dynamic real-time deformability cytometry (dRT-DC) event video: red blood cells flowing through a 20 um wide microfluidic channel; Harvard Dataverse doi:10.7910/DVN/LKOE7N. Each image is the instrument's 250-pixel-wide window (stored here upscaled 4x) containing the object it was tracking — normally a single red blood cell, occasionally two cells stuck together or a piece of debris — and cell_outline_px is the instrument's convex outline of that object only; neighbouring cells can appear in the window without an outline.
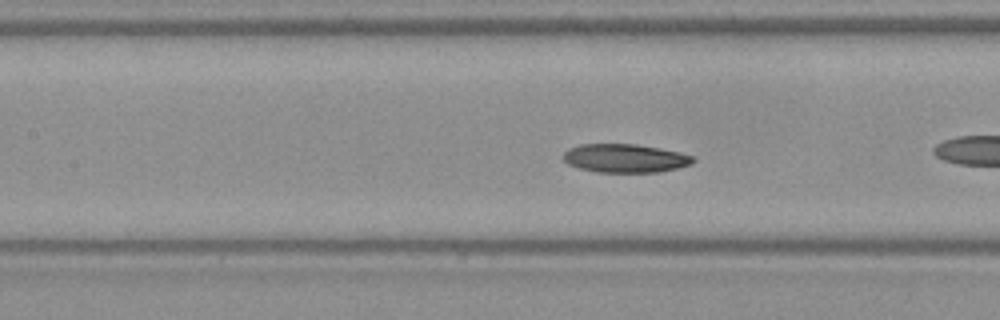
{"species": "Egyptian fruit bat (a non-hibernating species)", "species_latin": "Rousettus aegyptiacus", "temperature_condition": "warm", "stored_images_in_passage": 25, "camera_frame_rate_fps": 3000, "um_per_image_px": 0.085, "frame": {"image": 1, "passage_image": 8, "time_ms": 2.333, "image_size_px": [1000, 320], "cell_outline_px": [[696, 160], [692, 164], [660, 172], [596, 172], [580, 168], [568, 164], [560, 156], [568, 148], [580, 144], [636, 144], [660, 148], [680, 152], [692, 156]], "centroid_in_image_um": [53.11, 13.45], "position_along_channel_um": 154.3, "area_um2": 21.73}}
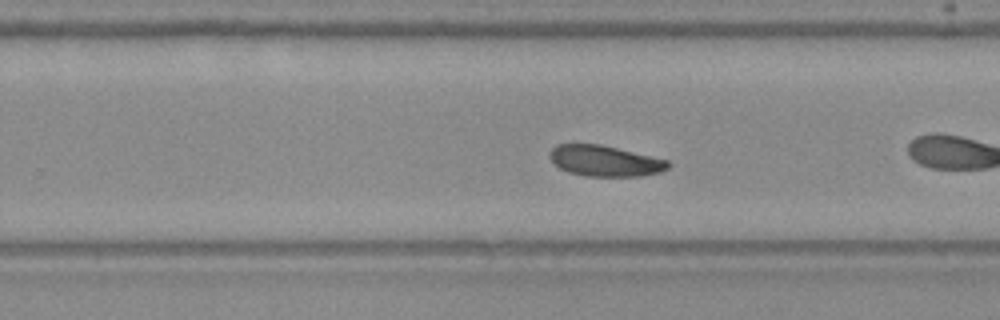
{"frame": {"image": 2, "passage_image": 18, "time_ms": 5.667, "image_size_px": [1000, 320], "cell_outline_px": [[672, 164], [668, 168], [660, 172], [640, 176], [584, 176], [568, 172], [560, 168], [548, 156], [548, 152], [556, 144], [600, 144], [668, 160]], "centroid_in_image_um": [51.4, 13.67], "position_along_channel_um": 278.4, "area_um2": 21.27}, "authors_computed_cell_mechanics": {"area_um2": 22.0218, "velocity_mm_per_s": 3.7314, "shape_relaxation_time_tau1_ms": 8.7978, "shape_relaxation_time_tau2_ms": null, "deformation_change_tau1": 0.1407, "deformation_change_tau2": null}}